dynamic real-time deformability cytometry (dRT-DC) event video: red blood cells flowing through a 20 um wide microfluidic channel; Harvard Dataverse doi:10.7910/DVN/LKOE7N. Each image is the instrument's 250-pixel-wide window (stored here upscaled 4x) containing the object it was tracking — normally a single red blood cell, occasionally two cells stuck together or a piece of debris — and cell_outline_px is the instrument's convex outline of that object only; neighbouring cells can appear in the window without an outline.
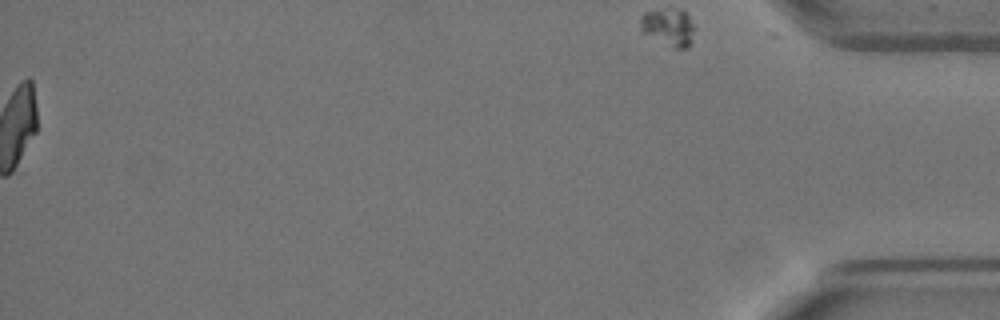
{"species": "Egyptian fruit bat (a non-hibernating species)", "species_latin": "Rousettus aegyptiacus", "temperature_condition": "warm", "stored_images_in_passage": 55, "segment_of_instrument_passage": [2, 2], "camera_frame_rate_fps": 3000, "um_per_image_px": 0.085, "animal": {"sex": "female"}, "frame": {"image": 1, "passage_image": 55, "time_ms": 18.0, "image_size_px": [1000, 320], "cell_outline_px": [[692, 40], [688, 48], [672, 48], [644, 32], [640, 28], [640, 20], [644, 12], [684, 12], [688, 16], [692, 24]], "centroid_in_image_um": [56.81, 2.39], "position_along_channel_um": 378.4, "area_um2": 10.87}}